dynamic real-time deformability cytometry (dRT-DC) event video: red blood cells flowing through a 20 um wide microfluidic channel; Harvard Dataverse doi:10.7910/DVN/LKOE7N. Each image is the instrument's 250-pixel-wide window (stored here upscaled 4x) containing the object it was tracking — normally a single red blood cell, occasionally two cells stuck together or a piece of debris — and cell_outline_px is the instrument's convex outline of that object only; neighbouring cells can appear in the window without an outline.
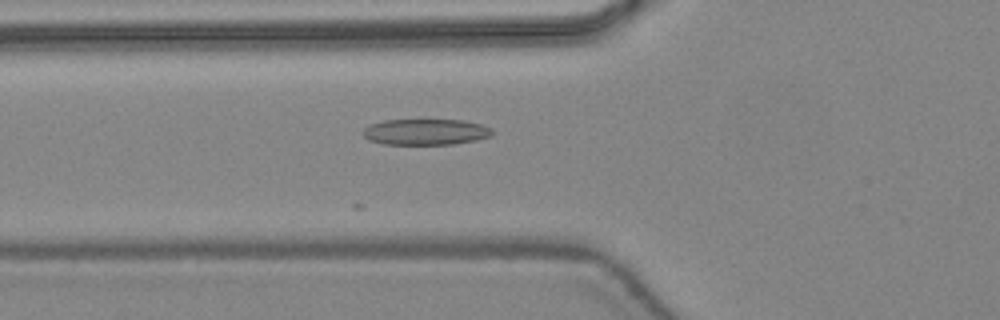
{"species": "common noctule bat (a hibernating species)", "species_latin": "Nyctalus noctula", "temperature_condition": "warm", "stored_images_in_passage": 17, "camera_frame_rate_fps": 3000, "um_per_image_px": 0.085, "animal": {"sex": "female", "body_mass_g": 24.6, "forearm_length_mm": 56.2}, "frame": {"image": 1, "passage_image": 9, "time_ms": 2.667, "image_size_px": [1000, 320], "cell_outline_px": [[492, 136], [476, 140], [452, 144], [384, 144], [368, 140], [360, 132], [368, 124], [384, 120], [464, 120], [480, 124], [492, 128]], "centroid_in_image_um": [36.14, 11.21], "position_along_channel_um": 89.7, "area_um2": 19.71}}
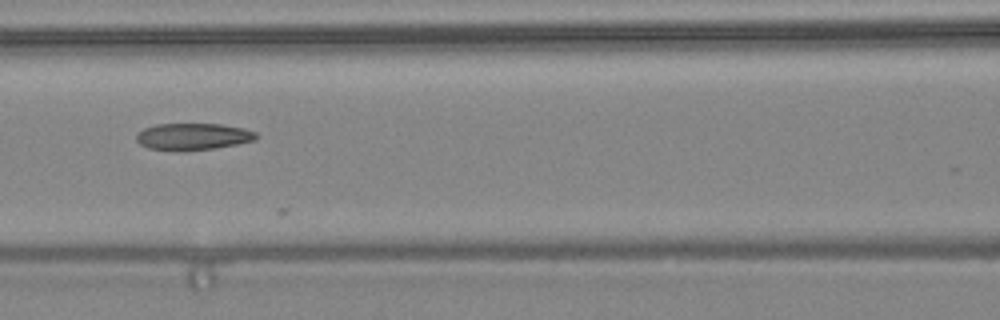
{"frame": {"image": 2, "passage_image": 13, "time_ms": 4.0, "image_size_px": [1000, 320], "cell_outline_px": [[256, 140], [216, 148], [148, 148], [140, 144], [136, 140], [136, 132], [144, 128], [156, 124], [220, 124], [244, 128], [256, 132]], "centroid_in_image_um": [16.41, 11.56], "position_along_channel_um": 150.2, "area_um2": 17.98}}
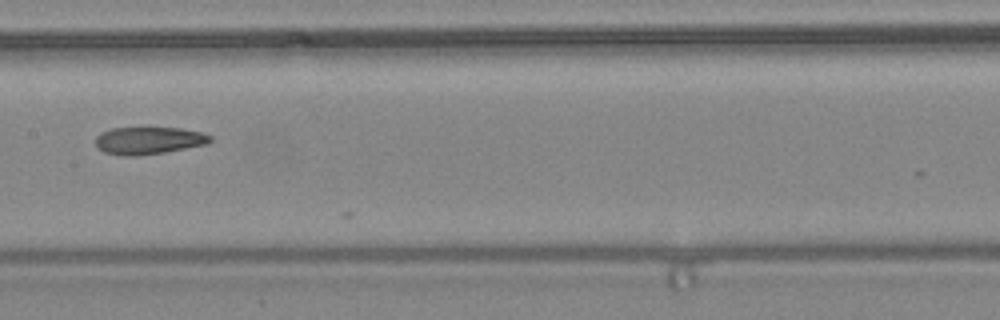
{"frame": {"image": 3, "passage_image": 16, "time_ms": 5.0, "image_size_px": [1000, 320], "cell_outline_px": [[212, 140], [208, 144], [164, 152], [136, 156], [120, 156], [104, 152], [96, 148], [96, 136], [100, 132], [112, 128], [144, 124], [180, 128], [200, 132], [212, 136]], "centroid_in_image_um": [12.59, 11.89], "position_along_channel_um": 194.8, "area_um2": 19.36}}